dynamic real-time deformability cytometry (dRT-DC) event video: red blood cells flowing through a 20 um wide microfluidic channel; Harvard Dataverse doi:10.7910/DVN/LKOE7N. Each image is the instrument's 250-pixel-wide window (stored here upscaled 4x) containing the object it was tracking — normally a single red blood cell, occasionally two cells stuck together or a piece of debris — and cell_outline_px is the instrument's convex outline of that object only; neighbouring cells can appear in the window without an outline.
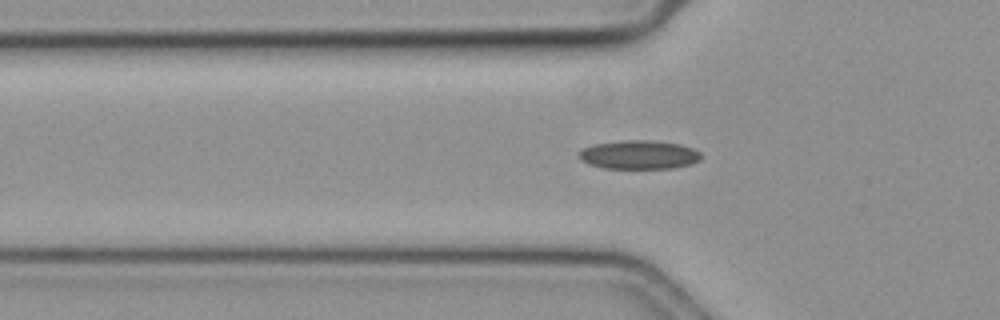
{"species": "common noctule bat (a hibernating species)", "species_latin": "Nyctalus noctula", "temperature_condition": "cold", "stored_images_in_passage": 43, "segment_of_instrument_passage": [1, 2], "camera_frame_rate_fps": 3000, "um_per_image_px": 0.085, "animal": {"sex": "female", "body_mass_g": 19.3, "forearm_length_mm": 54.1}, "frame": {"image": 1, "passage_image": 3, "time_ms": 0.667, "image_size_px": [1000, 320], "cell_outline_px": [[700, 160], [692, 164], [672, 168], [604, 168], [588, 164], [580, 156], [580, 152], [584, 148], [592, 144], [624, 140], [652, 140], [680, 144], [692, 148], [700, 152]], "centroid_in_image_um": [54.35, 13.15], "position_along_channel_um": 71.5, "area_um2": 20.35}}
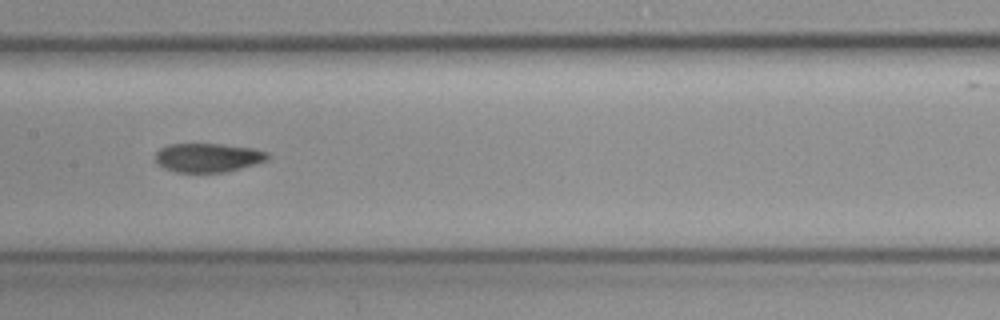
{"frame": {"image": 2, "passage_image": 13, "time_ms": 4.0, "image_size_px": [1000, 320], "cell_outline_px": [[268, 160], [256, 164], [224, 172], [176, 172], [164, 168], [156, 164], [156, 152], [160, 148], [168, 144], [220, 144], [252, 148], [268, 152]], "centroid_in_image_um": [17.66, 13.4], "position_along_channel_um": 189.7, "area_um2": 18.9}}
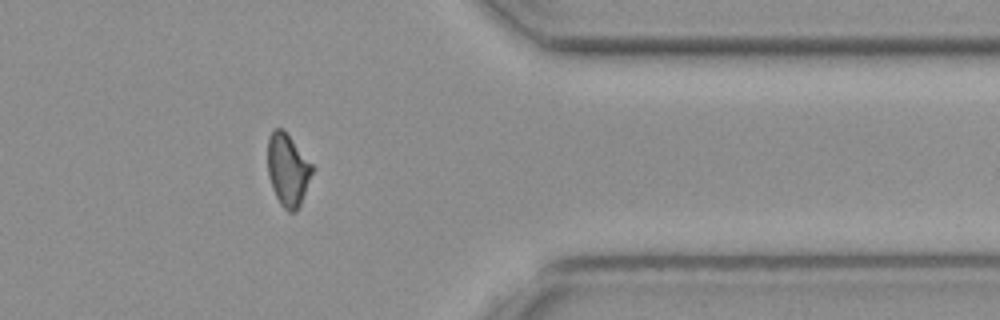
{"frame": {"image": 3, "passage_image": 31, "time_ms": 10.0, "image_size_px": [1000, 320], "cell_outline_px": [[316, 168], [300, 204], [296, 212], [288, 212], [280, 204], [272, 188], [268, 172], [268, 136], [276, 128], [284, 128]], "centroid_in_image_um": [24.49, 14.42], "position_along_channel_um": 386.9, "area_um2": 19.07}}